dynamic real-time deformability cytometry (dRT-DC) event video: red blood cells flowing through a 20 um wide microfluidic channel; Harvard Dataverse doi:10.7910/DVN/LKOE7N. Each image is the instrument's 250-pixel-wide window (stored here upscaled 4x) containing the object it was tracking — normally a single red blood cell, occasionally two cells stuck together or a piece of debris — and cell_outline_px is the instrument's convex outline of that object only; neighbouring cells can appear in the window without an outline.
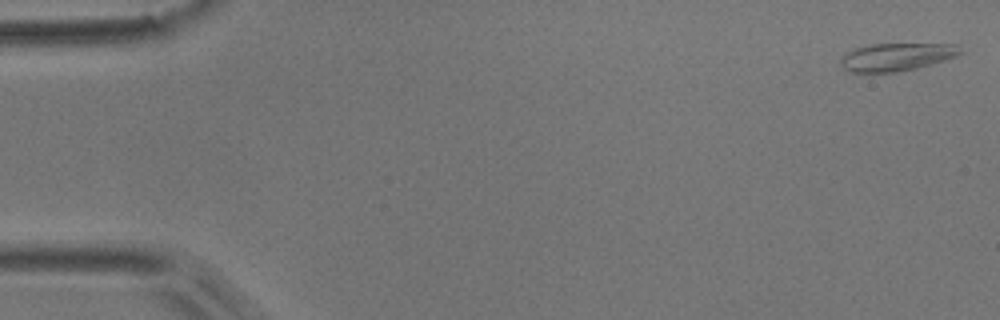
{"species": "common noctule bat (a hibernating species)", "species_latin": "Nyctalus noctula", "temperature_condition": "room temperature", "stored_images_in_passage": 53, "camera_frame_rate_fps": 3000, "um_per_image_px": 0.085, "animal": {"sex": "male", "body_mass_g": 17.9}, "frame": {"image": 1, "passage_image": 1, "time_ms": 0.0, "image_size_px": [1000, 320], "cell_outline_px": [[964, 52], [956, 56], [932, 64], [916, 68], [896, 72], [848, 72], [840, 64], [840, 60], [848, 52], [856, 48], [868, 44], [960, 44]], "centroid_in_image_um": [76.25, 4.83], "position_along_channel_um": 8.8, "area_um2": 19.42}}
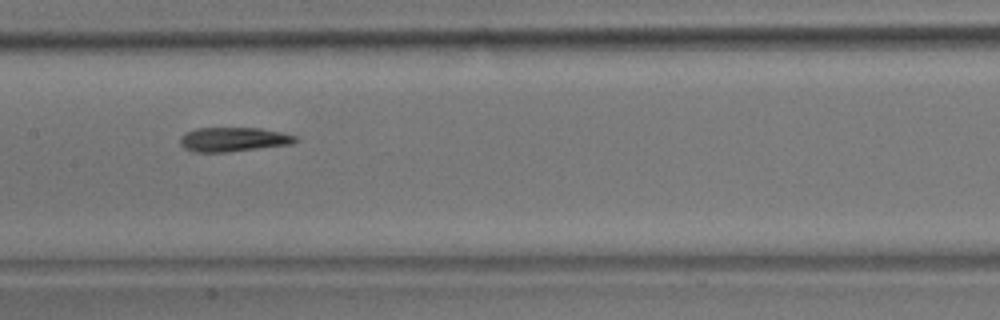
{"frame": {"image": 2, "passage_image": 26, "time_ms": 8.333, "image_size_px": [1000, 320], "cell_outline_px": [[300, 140], [292, 144], [228, 152], [196, 152], [184, 148], [180, 144], [180, 136], [184, 132], [196, 128], [260, 128], [280, 132], [296, 136]], "centroid_in_image_um": [19.82, 11.85], "position_along_channel_um": 187.6, "area_um2": 16.42}}
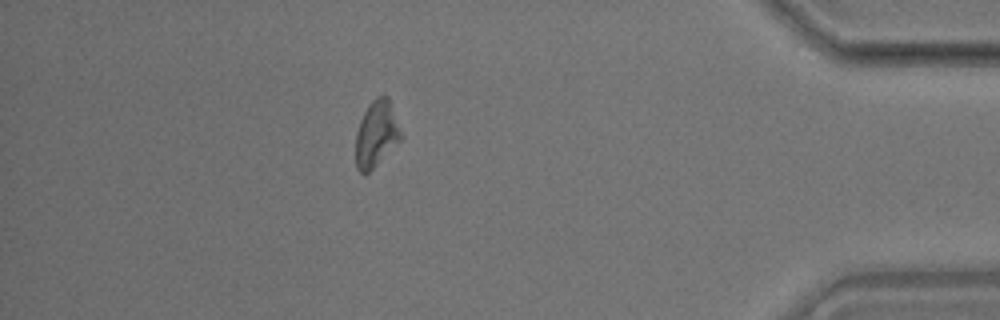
{"frame": {"image": 3, "passage_image": 47, "time_ms": 15.333, "image_size_px": [1000, 320], "cell_outline_px": [[404, 136], [364, 176], [356, 168], [356, 132], [360, 120], [368, 104], [376, 96], [388, 96]], "centroid_in_image_um": [31.99, 11.35], "position_along_channel_um": 403.2, "area_um2": 17.4}, "authors_computed_cell_mechanics": {"area_um2": 17.3978, "velocity_mm_per_s": 3.7134, "shape_relaxation_time_tau1_ms": 6.073, "shape_relaxation_time_tau2_ms": 6.9025, "deformation_change_tau1": 0.1851, "deformation_change_tau2": 0.1882}}